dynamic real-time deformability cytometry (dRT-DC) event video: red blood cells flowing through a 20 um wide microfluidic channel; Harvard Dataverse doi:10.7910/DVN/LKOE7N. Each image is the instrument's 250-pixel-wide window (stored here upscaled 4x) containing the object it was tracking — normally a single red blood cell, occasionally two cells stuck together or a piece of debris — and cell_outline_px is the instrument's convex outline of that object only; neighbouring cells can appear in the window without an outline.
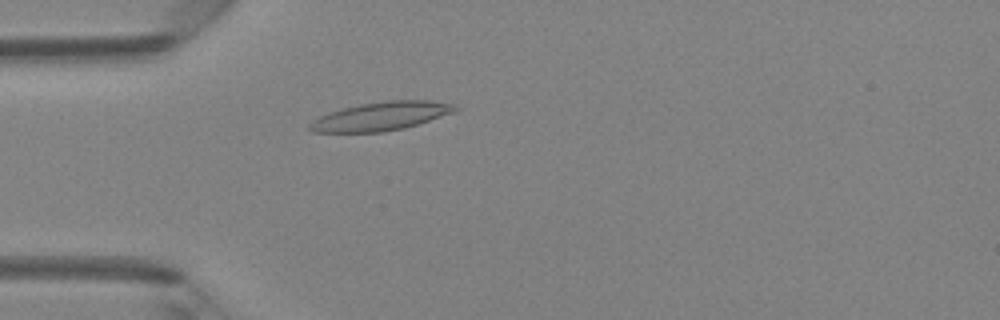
{"species": "Egyptian fruit bat (a non-hibernating species)", "species_latin": "Rousettus aegyptiacus", "temperature_condition": "room temperature", "stored_images_in_passage": 48, "camera_frame_rate_fps": 3000, "um_per_image_px": 0.085, "animal": {"sex": "female"}, "frame": {"image": 1, "passage_image": 14, "time_ms": 4.333, "image_size_px": [1000, 320], "cell_outline_px": [[460, 108], [456, 112], [404, 128], [384, 132], [312, 132], [308, 128], [308, 124], [312, 120], [328, 112], [360, 104], [388, 100], [428, 100], [456, 104]], "centroid_in_image_um": [32.41, 9.87], "position_along_channel_um": 52.6, "area_um2": 24.33}}
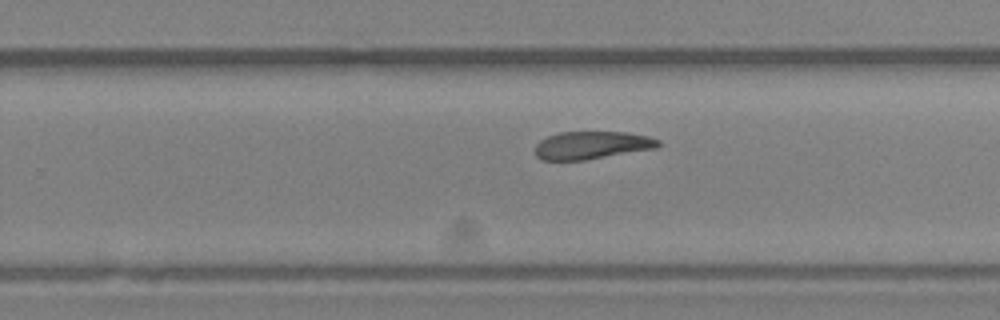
{"frame": {"image": 2, "passage_image": 31, "time_ms": 10.0, "image_size_px": [1000, 320], "cell_outline_px": [[660, 144], [656, 148], [584, 160], [540, 160], [536, 156], [536, 144], [540, 140], [548, 136], [560, 132], [624, 132], [648, 136], [660, 140]], "centroid_in_image_um": [50.29, 12.34], "position_along_channel_um": 279.5, "area_um2": 19.83}}
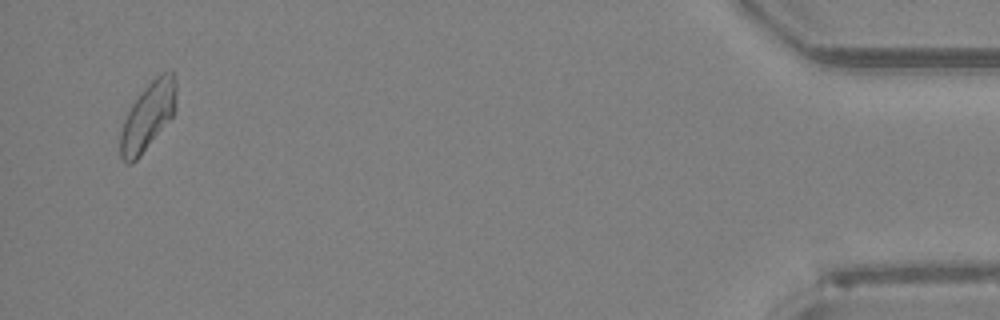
{"frame": {"image": 3, "passage_image": 47, "time_ms": 15.333, "image_size_px": [1000, 320], "cell_outline_px": [[176, 108], [172, 116], [140, 156], [132, 164], [128, 164], [120, 156], [120, 132], [124, 120], [132, 104], [144, 88], [160, 72], [172, 72], [176, 80]], "centroid_in_image_um": [12.57, 9.87], "position_along_channel_um": 422.6, "area_um2": 21.79}, "authors_computed_cell_mechanics": {"area_um2": 21.5594, "velocity_mm_per_s": 4.1637, "shape_relaxation_time_tau1_ms": null, "shape_relaxation_time_tau2_ms": 2.6408, "deformation_change_tau1": null, "deformation_change_tau2": 0.1087}}